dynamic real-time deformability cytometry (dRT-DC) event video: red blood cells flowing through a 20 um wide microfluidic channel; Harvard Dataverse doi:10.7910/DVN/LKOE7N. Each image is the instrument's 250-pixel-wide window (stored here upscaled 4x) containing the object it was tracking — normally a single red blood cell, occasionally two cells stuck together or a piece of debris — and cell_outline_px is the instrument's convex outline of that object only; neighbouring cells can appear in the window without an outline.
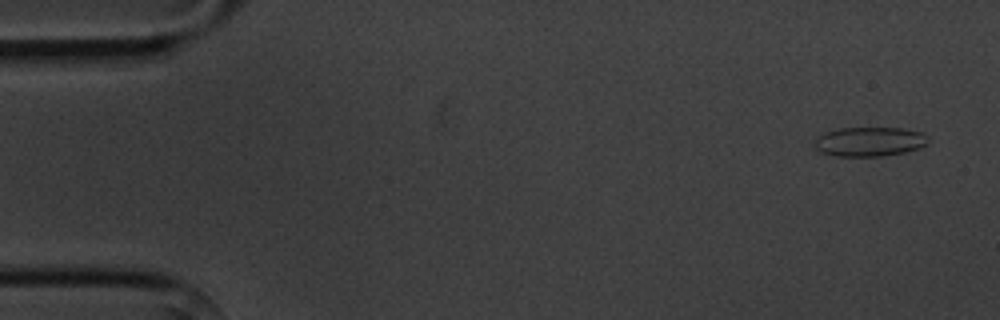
{"species": "common noctule bat (a hibernating species)", "species_latin": "Nyctalus noctula", "temperature_condition": "cold", "stored_images_in_passage": 5, "camera_frame_rate_fps": 3000, "um_per_image_px": 0.085, "animal": {"sex": "male", "body_mass_g": 20.1, "forearm_length_mm": 53.5}, "frame": {"image": 1, "passage_image": 1, "time_ms": 0.0, "image_size_px": [1000, 320], "cell_outline_px": [[928, 140], [920, 148], [904, 152], [880, 156], [836, 156], [820, 152], [816, 148], [816, 140], [820, 136], [828, 132], [840, 128], [900, 128], [920, 132], [928, 136]], "centroid_in_image_um": [73.93, 12.04], "position_along_channel_um": 11.1, "area_um2": 19.07}}